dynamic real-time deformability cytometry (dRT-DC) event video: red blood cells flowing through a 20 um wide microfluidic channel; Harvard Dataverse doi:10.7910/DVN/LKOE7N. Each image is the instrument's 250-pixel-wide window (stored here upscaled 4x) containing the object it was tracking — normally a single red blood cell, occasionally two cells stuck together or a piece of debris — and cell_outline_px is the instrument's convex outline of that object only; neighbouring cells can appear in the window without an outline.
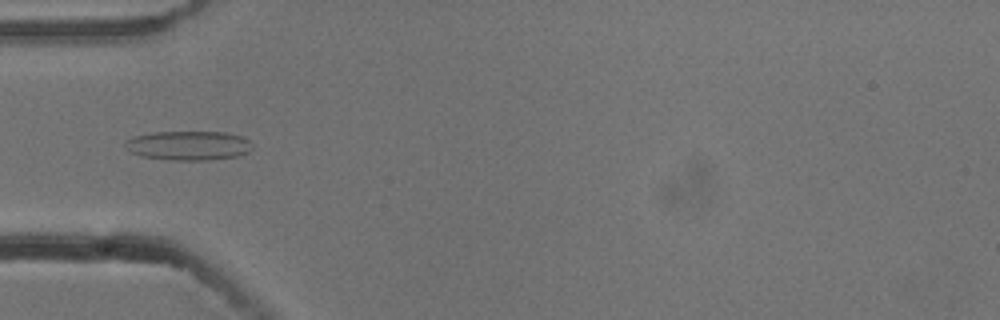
{"species": "common noctule bat (a hibernating species)", "species_latin": "Nyctalus noctula", "temperature_condition": "cold", "stored_images_in_passage": 4, "camera_frame_rate_fps": 3000, "um_per_image_px": 0.085, "animal": {"sex": "male", "body_mass_g": 13.3}, "frame": {"image": 1, "passage_image": 4, "time_ms": 1.0, "image_size_px": [1000, 320], "cell_outline_px": [[252, 148], [248, 152], [240, 156], [208, 160], [168, 160], [140, 156], [128, 152], [124, 148], [124, 140], [132, 136], [152, 132], [224, 132], [244, 136], [252, 144]], "centroid_in_image_um": [15.97, 12.37], "position_along_channel_um": 69.0, "area_um2": 22.2}}